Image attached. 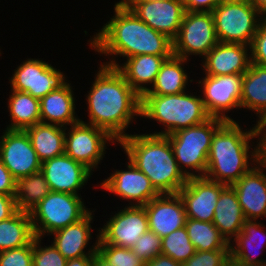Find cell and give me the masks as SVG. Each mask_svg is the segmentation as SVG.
Here are the masks:
<instances>
[{"instance_id":"6da1fadb","label":"cell","mask_w":266,"mask_h":266,"mask_svg":"<svg viewBox=\"0 0 266 266\" xmlns=\"http://www.w3.org/2000/svg\"><path fill=\"white\" fill-rule=\"evenodd\" d=\"M89 39V47L100 56L112 57L101 64L117 67L116 57L148 54L173 56V40L140 20L121 0L115 2L114 16ZM116 56V57H114Z\"/></svg>"},{"instance_id":"7a4b0ae2","label":"cell","mask_w":266,"mask_h":266,"mask_svg":"<svg viewBox=\"0 0 266 266\" xmlns=\"http://www.w3.org/2000/svg\"><path fill=\"white\" fill-rule=\"evenodd\" d=\"M98 69L86 96L89 121H80L104 129L119 142L134 117L141 116V96L115 67L100 64Z\"/></svg>"},{"instance_id":"3957f363","label":"cell","mask_w":266,"mask_h":266,"mask_svg":"<svg viewBox=\"0 0 266 266\" xmlns=\"http://www.w3.org/2000/svg\"><path fill=\"white\" fill-rule=\"evenodd\" d=\"M238 123L225 121L215 131L204 175L207 179L231 186L262 159L260 126L242 130ZM254 138L257 145H251Z\"/></svg>"},{"instance_id":"277c9868","label":"cell","mask_w":266,"mask_h":266,"mask_svg":"<svg viewBox=\"0 0 266 266\" xmlns=\"http://www.w3.org/2000/svg\"><path fill=\"white\" fill-rule=\"evenodd\" d=\"M117 144L159 194H174L187 183L179 169L169 139L162 135L128 134Z\"/></svg>"},{"instance_id":"5b68a950","label":"cell","mask_w":266,"mask_h":266,"mask_svg":"<svg viewBox=\"0 0 266 266\" xmlns=\"http://www.w3.org/2000/svg\"><path fill=\"white\" fill-rule=\"evenodd\" d=\"M163 124L164 130L151 135L168 136L174 132L204 123L211 116L208 114L202 95L191 92L172 95H142L141 116Z\"/></svg>"},{"instance_id":"8992f818","label":"cell","mask_w":266,"mask_h":266,"mask_svg":"<svg viewBox=\"0 0 266 266\" xmlns=\"http://www.w3.org/2000/svg\"><path fill=\"white\" fill-rule=\"evenodd\" d=\"M224 122L223 119L211 117L202 124L180 129L166 136L178 167L187 178L204 177L212 137Z\"/></svg>"},{"instance_id":"52a82bcc","label":"cell","mask_w":266,"mask_h":266,"mask_svg":"<svg viewBox=\"0 0 266 266\" xmlns=\"http://www.w3.org/2000/svg\"><path fill=\"white\" fill-rule=\"evenodd\" d=\"M80 195L51 191L30 212L35 237H45L77 223L91 210Z\"/></svg>"},{"instance_id":"ba28073f","label":"cell","mask_w":266,"mask_h":266,"mask_svg":"<svg viewBox=\"0 0 266 266\" xmlns=\"http://www.w3.org/2000/svg\"><path fill=\"white\" fill-rule=\"evenodd\" d=\"M212 14L219 42L247 46L251 45L259 24L264 19L249 0H223Z\"/></svg>"},{"instance_id":"9c48e42d","label":"cell","mask_w":266,"mask_h":266,"mask_svg":"<svg viewBox=\"0 0 266 266\" xmlns=\"http://www.w3.org/2000/svg\"><path fill=\"white\" fill-rule=\"evenodd\" d=\"M218 43L212 12L186 11L173 40V55L189 61L190 55L203 59Z\"/></svg>"},{"instance_id":"30bf717a","label":"cell","mask_w":266,"mask_h":266,"mask_svg":"<svg viewBox=\"0 0 266 266\" xmlns=\"http://www.w3.org/2000/svg\"><path fill=\"white\" fill-rule=\"evenodd\" d=\"M110 142L118 143L104 129L79 121L69 129L65 128L64 153L94 172L105 157L106 144Z\"/></svg>"},{"instance_id":"8fae6325","label":"cell","mask_w":266,"mask_h":266,"mask_svg":"<svg viewBox=\"0 0 266 266\" xmlns=\"http://www.w3.org/2000/svg\"><path fill=\"white\" fill-rule=\"evenodd\" d=\"M242 81L243 74L206 75L201 80L196 81L198 85L201 84L202 101L211 117L234 121L227 113L234 108L241 109Z\"/></svg>"},{"instance_id":"7c38bea8","label":"cell","mask_w":266,"mask_h":266,"mask_svg":"<svg viewBox=\"0 0 266 266\" xmlns=\"http://www.w3.org/2000/svg\"><path fill=\"white\" fill-rule=\"evenodd\" d=\"M9 79L11 90L22 91L41 99L60 86L67 78L59 69L39 58L22 61Z\"/></svg>"},{"instance_id":"4fadbf2b","label":"cell","mask_w":266,"mask_h":266,"mask_svg":"<svg viewBox=\"0 0 266 266\" xmlns=\"http://www.w3.org/2000/svg\"><path fill=\"white\" fill-rule=\"evenodd\" d=\"M0 137V159L17 180L41 171L42 162L25 130H3Z\"/></svg>"},{"instance_id":"5bb4252c","label":"cell","mask_w":266,"mask_h":266,"mask_svg":"<svg viewBox=\"0 0 266 266\" xmlns=\"http://www.w3.org/2000/svg\"><path fill=\"white\" fill-rule=\"evenodd\" d=\"M99 228V239L106 244L131 249L140 236L149 230L144 206H126L117 211ZM101 229V230H100Z\"/></svg>"},{"instance_id":"9a60e30c","label":"cell","mask_w":266,"mask_h":266,"mask_svg":"<svg viewBox=\"0 0 266 266\" xmlns=\"http://www.w3.org/2000/svg\"><path fill=\"white\" fill-rule=\"evenodd\" d=\"M127 170H117L103 180L98 187L130 201L128 206H144L159 195L149 178L140 171L129 159ZM134 201V202H133Z\"/></svg>"},{"instance_id":"2e32d148","label":"cell","mask_w":266,"mask_h":266,"mask_svg":"<svg viewBox=\"0 0 266 266\" xmlns=\"http://www.w3.org/2000/svg\"><path fill=\"white\" fill-rule=\"evenodd\" d=\"M140 20L174 40L179 32L185 8L182 0L123 2Z\"/></svg>"},{"instance_id":"e0dca14e","label":"cell","mask_w":266,"mask_h":266,"mask_svg":"<svg viewBox=\"0 0 266 266\" xmlns=\"http://www.w3.org/2000/svg\"><path fill=\"white\" fill-rule=\"evenodd\" d=\"M226 186L206 177L188 178L187 183L178 192L187 218L212 222L219 196Z\"/></svg>"},{"instance_id":"ac0fdd59","label":"cell","mask_w":266,"mask_h":266,"mask_svg":"<svg viewBox=\"0 0 266 266\" xmlns=\"http://www.w3.org/2000/svg\"><path fill=\"white\" fill-rule=\"evenodd\" d=\"M41 172L53 192L79 195L78 191L93 175L85 165L63 155L42 162Z\"/></svg>"},{"instance_id":"d6986e66","label":"cell","mask_w":266,"mask_h":266,"mask_svg":"<svg viewBox=\"0 0 266 266\" xmlns=\"http://www.w3.org/2000/svg\"><path fill=\"white\" fill-rule=\"evenodd\" d=\"M262 168V169H261ZM266 163L261 159L231 185L246 220L266 217Z\"/></svg>"},{"instance_id":"ffe728a7","label":"cell","mask_w":266,"mask_h":266,"mask_svg":"<svg viewBox=\"0 0 266 266\" xmlns=\"http://www.w3.org/2000/svg\"><path fill=\"white\" fill-rule=\"evenodd\" d=\"M149 230L161 239L175 230L185 227L187 215L178 193L159 194L144 205Z\"/></svg>"},{"instance_id":"44dd1931","label":"cell","mask_w":266,"mask_h":266,"mask_svg":"<svg viewBox=\"0 0 266 266\" xmlns=\"http://www.w3.org/2000/svg\"><path fill=\"white\" fill-rule=\"evenodd\" d=\"M250 46L219 42L202 59L204 75L244 74L250 67Z\"/></svg>"},{"instance_id":"7402d4cb","label":"cell","mask_w":266,"mask_h":266,"mask_svg":"<svg viewBox=\"0 0 266 266\" xmlns=\"http://www.w3.org/2000/svg\"><path fill=\"white\" fill-rule=\"evenodd\" d=\"M95 210L90 211L83 219L77 223L68 225L50 235L54 237L51 242L55 248L63 255L66 260L93 256L97 252L99 233L96 236L97 240L89 250L86 248L92 240L93 215ZM93 213V214H92ZM92 222V223H91ZM87 250V252L85 251Z\"/></svg>"},{"instance_id":"603a6c76","label":"cell","mask_w":266,"mask_h":266,"mask_svg":"<svg viewBox=\"0 0 266 266\" xmlns=\"http://www.w3.org/2000/svg\"><path fill=\"white\" fill-rule=\"evenodd\" d=\"M66 79L55 90L39 99L40 119L42 123L62 127L71 126L81 119L75 115V97L71 83Z\"/></svg>"},{"instance_id":"cb8c5ba5","label":"cell","mask_w":266,"mask_h":266,"mask_svg":"<svg viewBox=\"0 0 266 266\" xmlns=\"http://www.w3.org/2000/svg\"><path fill=\"white\" fill-rule=\"evenodd\" d=\"M171 57L148 54L132 56L126 58L127 61L118 65L116 69L131 88L142 96L154 84L161 65Z\"/></svg>"},{"instance_id":"d4e9b609","label":"cell","mask_w":266,"mask_h":266,"mask_svg":"<svg viewBox=\"0 0 266 266\" xmlns=\"http://www.w3.org/2000/svg\"><path fill=\"white\" fill-rule=\"evenodd\" d=\"M265 227L264 224H261V220L260 223L258 220H245L241 232L230 243L231 258L246 265L266 263V259H260V255L257 253H261L260 250L264 251L262 249L264 247L266 249Z\"/></svg>"},{"instance_id":"484cf974","label":"cell","mask_w":266,"mask_h":266,"mask_svg":"<svg viewBox=\"0 0 266 266\" xmlns=\"http://www.w3.org/2000/svg\"><path fill=\"white\" fill-rule=\"evenodd\" d=\"M240 106L256 112L257 125L266 122V66L250 63L243 74Z\"/></svg>"},{"instance_id":"4316f807","label":"cell","mask_w":266,"mask_h":266,"mask_svg":"<svg viewBox=\"0 0 266 266\" xmlns=\"http://www.w3.org/2000/svg\"><path fill=\"white\" fill-rule=\"evenodd\" d=\"M245 220L234 188L227 185L219 196L212 223L230 244L241 232Z\"/></svg>"},{"instance_id":"83f0119b","label":"cell","mask_w":266,"mask_h":266,"mask_svg":"<svg viewBox=\"0 0 266 266\" xmlns=\"http://www.w3.org/2000/svg\"><path fill=\"white\" fill-rule=\"evenodd\" d=\"M187 61L189 60L174 55L166 59L160 67L154 84L143 95H172L185 92L188 82L194 81L189 80L187 70H184L186 68L184 64Z\"/></svg>"},{"instance_id":"f1b7e54d","label":"cell","mask_w":266,"mask_h":266,"mask_svg":"<svg viewBox=\"0 0 266 266\" xmlns=\"http://www.w3.org/2000/svg\"><path fill=\"white\" fill-rule=\"evenodd\" d=\"M25 131L41 162L64 154L65 127L40 122Z\"/></svg>"},{"instance_id":"f546056e","label":"cell","mask_w":266,"mask_h":266,"mask_svg":"<svg viewBox=\"0 0 266 266\" xmlns=\"http://www.w3.org/2000/svg\"><path fill=\"white\" fill-rule=\"evenodd\" d=\"M7 105L11 123L5 129L25 130L41 122L39 99L31 94L11 90Z\"/></svg>"},{"instance_id":"4dcf8cb0","label":"cell","mask_w":266,"mask_h":266,"mask_svg":"<svg viewBox=\"0 0 266 266\" xmlns=\"http://www.w3.org/2000/svg\"><path fill=\"white\" fill-rule=\"evenodd\" d=\"M35 238L29 212L16 211L0 221V252L30 244Z\"/></svg>"},{"instance_id":"1f68e13d","label":"cell","mask_w":266,"mask_h":266,"mask_svg":"<svg viewBox=\"0 0 266 266\" xmlns=\"http://www.w3.org/2000/svg\"><path fill=\"white\" fill-rule=\"evenodd\" d=\"M50 192L49 184L41 171L17 179L14 195L17 210L30 213Z\"/></svg>"},{"instance_id":"d6a6232c","label":"cell","mask_w":266,"mask_h":266,"mask_svg":"<svg viewBox=\"0 0 266 266\" xmlns=\"http://www.w3.org/2000/svg\"><path fill=\"white\" fill-rule=\"evenodd\" d=\"M185 228L196 251L230 250V244L212 222L187 218Z\"/></svg>"},{"instance_id":"836d02e7","label":"cell","mask_w":266,"mask_h":266,"mask_svg":"<svg viewBox=\"0 0 266 266\" xmlns=\"http://www.w3.org/2000/svg\"><path fill=\"white\" fill-rule=\"evenodd\" d=\"M195 252L185 227L175 230L161 239V254L171 257L181 264L186 262Z\"/></svg>"},{"instance_id":"e575fe53","label":"cell","mask_w":266,"mask_h":266,"mask_svg":"<svg viewBox=\"0 0 266 266\" xmlns=\"http://www.w3.org/2000/svg\"><path fill=\"white\" fill-rule=\"evenodd\" d=\"M97 252L114 266H146L132 249L103 243L98 239Z\"/></svg>"},{"instance_id":"d590c367","label":"cell","mask_w":266,"mask_h":266,"mask_svg":"<svg viewBox=\"0 0 266 266\" xmlns=\"http://www.w3.org/2000/svg\"><path fill=\"white\" fill-rule=\"evenodd\" d=\"M42 238L35 237L33 240V266H66L67 260L51 243L42 246Z\"/></svg>"},{"instance_id":"8d00e7d4","label":"cell","mask_w":266,"mask_h":266,"mask_svg":"<svg viewBox=\"0 0 266 266\" xmlns=\"http://www.w3.org/2000/svg\"><path fill=\"white\" fill-rule=\"evenodd\" d=\"M131 249L141 260L147 263L157 255H161V238L148 230L139 237Z\"/></svg>"},{"instance_id":"74e56055","label":"cell","mask_w":266,"mask_h":266,"mask_svg":"<svg viewBox=\"0 0 266 266\" xmlns=\"http://www.w3.org/2000/svg\"><path fill=\"white\" fill-rule=\"evenodd\" d=\"M230 250L196 251L182 266H227Z\"/></svg>"},{"instance_id":"f35d334b","label":"cell","mask_w":266,"mask_h":266,"mask_svg":"<svg viewBox=\"0 0 266 266\" xmlns=\"http://www.w3.org/2000/svg\"><path fill=\"white\" fill-rule=\"evenodd\" d=\"M0 266H33V241L23 247L1 251Z\"/></svg>"},{"instance_id":"ab89813d","label":"cell","mask_w":266,"mask_h":266,"mask_svg":"<svg viewBox=\"0 0 266 266\" xmlns=\"http://www.w3.org/2000/svg\"><path fill=\"white\" fill-rule=\"evenodd\" d=\"M251 62L266 66V18H264L257 29L250 45Z\"/></svg>"},{"instance_id":"60d3db41","label":"cell","mask_w":266,"mask_h":266,"mask_svg":"<svg viewBox=\"0 0 266 266\" xmlns=\"http://www.w3.org/2000/svg\"><path fill=\"white\" fill-rule=\"evenodd\" d=\"M223 0H182L185 11L212 12Z\"/></svg>"},{"instance_id":"b9f144b4","label":"cell","mask_w":266,"mask_h":266,"mask_svg":"<svg viewBox=\"0 0 266 266\" xmlns=\"http://www.w3.org/2000/svg\"><path fill=\"white\" fill-rule=\"evenodd\" d=\"M16 179L11 175L0 159V194L15 195Z\"/></svg>"},{"instance_id":"7bdbcfd3","label":"cell","mask_w":266,"mask_h":266,"mask_svg":"<svg viewBox=\"0 0 266 266\" xmlns=\"http://www.w3.org/2000/svg\"><path fill=\"white\" fill-rule=\"evenodd\" d=\"M16 211L14 195L0 194V221L10 218Z\"/></svg>"},{"instance_id":"ee69618b","label":"cell","mask_w":266,"mask_h":266,"mask_svg":"<svg viewBox=\"0 0 266 266\" xmlns=\"http://www.w3.org/2000/svg\"><path fill=\"white\" fill-rule=\"evenodd\" d=\"M146 266H182V264L173 260L171 257L161 254L148 261L146 263Z\"/></svg>"},{"instance_id":"f6af8a7d","label":"cell","mask_w":266,"mask_h":266,"mask_svg":"<svg viewBox=\"0 0 266 266\" xmlns=\"http://www.w3.org/2000/svg\"><path fill=\"white\" fill-rule=\"evenodd\" d=\"M66 266H93V256L69 259L66 262Z\"/></svg>"},{"instance_id":"bcb514c9","label":"cell","mask_w":266,"mask_h":266,"mask_svg":"<svg viewBox=\"0 0 266 266\" xmlns=\"http://www.w3.org/2000/svg\"><path fill=\"white\" fill-rule=\"evenodd\" d=\"M261 132V155L262 160L266 163V122L260 125Z\"/></svg>"},{"instance_id":"7dc6e473","label":"cell","mask_w":266,"mask_h":266,"mask_svg":"<svg viewBox=\"0 0 266 266\" xmlns=\"http://www.w3.org/2000/svg\"><path fill=\"white\" fill-rule=\"evenodd\" d=\"M255 8L266 18V0H249Z\"/></svg>"},{"instance_id":"c3c4849f","label":"cell","mask_w":266,"mask_h":266,"mask_svg":"<svg viewBox=\"0 0 266 266\" xmlns=\"http://www.w3.org/2000/svg\"><path fill=\"white\" fill-rule=\"evenodd\" d=\"M93 266H114L109 264L98 252L93 255Z\"/></svg>"},{"instance_id":"681fc988","label":"cell","mask_w":266,"mask_h":266,"mask_svg":"<svg viewBox=\"0 0 266 266\" xmlns=\"http://www.w3.org/2000/svg\"><path fill=\"white\" fill-rule=\"evenodd\" d=\"M227 266H266V263L258 264V265H246L242 262H239V261H236L230 258Z\"/></svg>"},{"instance_id":"f907efd6","label":"cell","mask_w":266,"mask_h":266,"mask_svg":"<svg viewBox=\"0 0 266 266\" xmlns=\"http://www.w3.org/2000/svg\"><path fill=\"white\" fill-rule=\"evenodd\" d=\"M122 2H156V1H162V0H121Z\"/></svg>"}]
</instances>
